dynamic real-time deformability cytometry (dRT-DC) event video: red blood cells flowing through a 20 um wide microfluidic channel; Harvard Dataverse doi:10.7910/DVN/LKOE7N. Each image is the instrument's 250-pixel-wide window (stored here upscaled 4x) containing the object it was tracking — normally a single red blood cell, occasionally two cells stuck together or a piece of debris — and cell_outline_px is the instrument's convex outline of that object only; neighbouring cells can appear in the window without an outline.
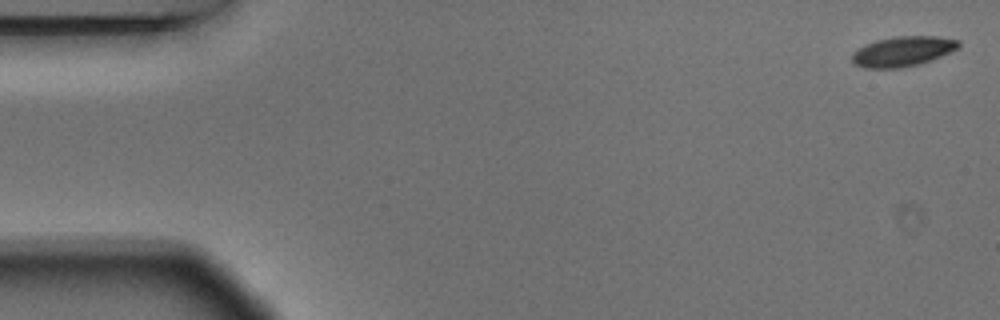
{"species": "Egyptian fruit bat (a non-hibernating species)", "species_latin": "Rousettus aegyptiacus", "temperature_condition": "warm", "stored_images_in_passage": 4, "camera_frame_rate_fps": 3000, "um_per_image_px": 0.085, "animal": {"sex": "male"}, "frame": {"image": 1, "passage_image": 1, "time_ms": 0.0, "image_size_px": [1000, 320], "cell_outline_px": [[960, 44], [956, 48], [932, 60], [920, 64], [900, 68], [864, 68], [852, 64], [852, 52], [864, 44], [876, 40], [896, 36], [940, 36], [960, 40]], "centroid_in_image_um": [76.69, 4.37], "position_along_channel_um": 8.3, "area_um2": 18.79}}